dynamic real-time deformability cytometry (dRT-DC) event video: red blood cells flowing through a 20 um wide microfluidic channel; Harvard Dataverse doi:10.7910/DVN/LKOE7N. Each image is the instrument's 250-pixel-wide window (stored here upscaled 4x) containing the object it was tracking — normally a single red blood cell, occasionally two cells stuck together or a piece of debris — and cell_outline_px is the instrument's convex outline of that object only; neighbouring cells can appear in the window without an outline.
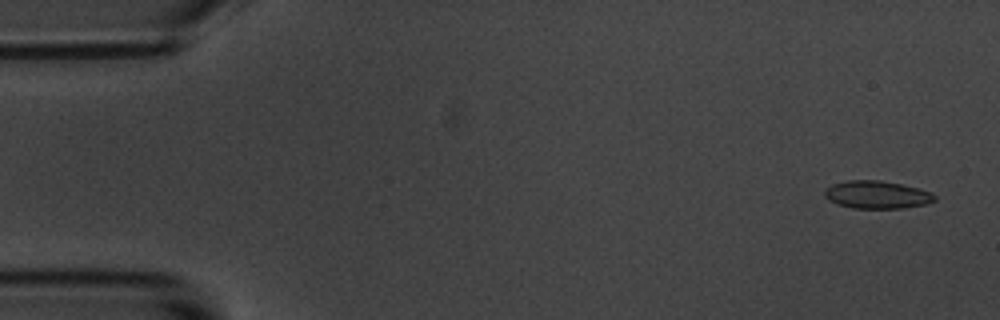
{"species": "common noctule bat (a hibernating species)", "species_latin": "Nyctalus noctula", "temperature_condition": "room temperature", "stored_images_in_passage": 5, "camera_frame_rate_fps": 3000, "um_per_image_px": 0.085, "animal": {"sex": "male", "body_mass_g": 20.1, "forearm_length_mm": 53.5}, "frame": {"image": 1, "passage_image": 1, "time_ms": 0.0, "image_size_px": [1000, 320], "cell_outline_px": [[936, 200], [924, 204], [904, 208], [852, 208], [836, 204], [828, 200], [824, 196], [824, 192], [832, 184], [848, 180], [880, 180], [900, 184], [932, 192], [936, 196]], "centroid_in_image_um": [74.52, 16.55], "position_along_channel_um": 10.5, "area_um2": 17.74}}
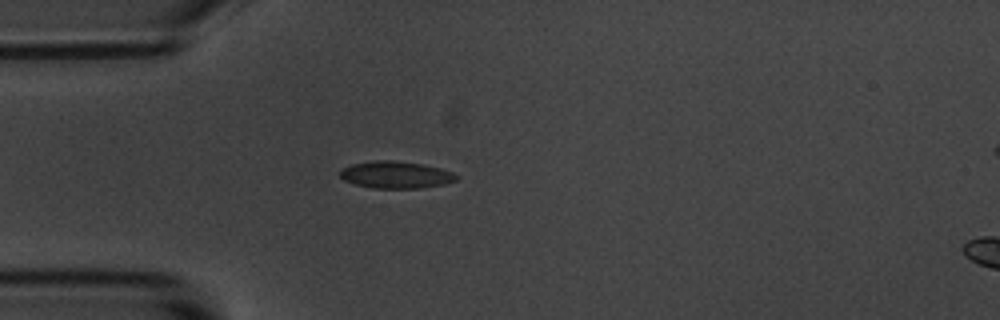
{"frame": {"image": 2, "passage_image": 4, "time_ms": 4.333, "image_size_px": [1000, 320], "cell_outline_px": [[456, 180], [444, 184], [420, 188], [372, 188], [356, 184], [344, 180], [340, 176], [340, 168], [352, 164], [372, 160], [392, 160], [424, 164], [440, 168], [452, 172], [456, 176]], "centroid_in_image_um": [33.61, 14.85], "position_along_channel_um": 51.4, "area_um2": 18.32}}